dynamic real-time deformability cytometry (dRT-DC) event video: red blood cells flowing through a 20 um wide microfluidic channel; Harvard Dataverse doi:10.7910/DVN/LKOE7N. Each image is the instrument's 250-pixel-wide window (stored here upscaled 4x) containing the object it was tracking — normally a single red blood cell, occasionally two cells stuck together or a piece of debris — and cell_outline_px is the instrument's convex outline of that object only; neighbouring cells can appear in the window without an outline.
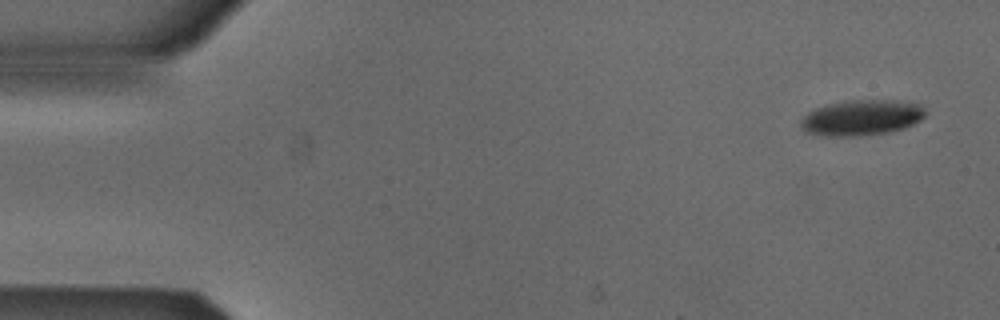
{"species": "Egyptian fruit bat (a non-hibernating species)", "species_latin": "Rousettus aegyptiacus", "temperature_condition": "cold", "stored_images_in_passage": 5, "camera_frame_rate_fps": 3000, "um_per_image_px": 0.085, "animal": {"sex": "male"}, "frame": {"image": 1, "passage_image": 1, "time_ms": 0.0, "image_size_px": [1000, 320], "cell_outline_px": [[924, 116], [920, 120], [904, 128], [884, 132], [852, 136], [824, 136], [808, 132], [800, 124], [800, 120], [808, 112], [816, 108], [832, 104], [852, 100], [884, 100], [920, 104], [924, 108]], "centroid_in_image_um": [73.22, 10.0], "position_along_channel_um": 11.8, "area_um2": 25.14}}
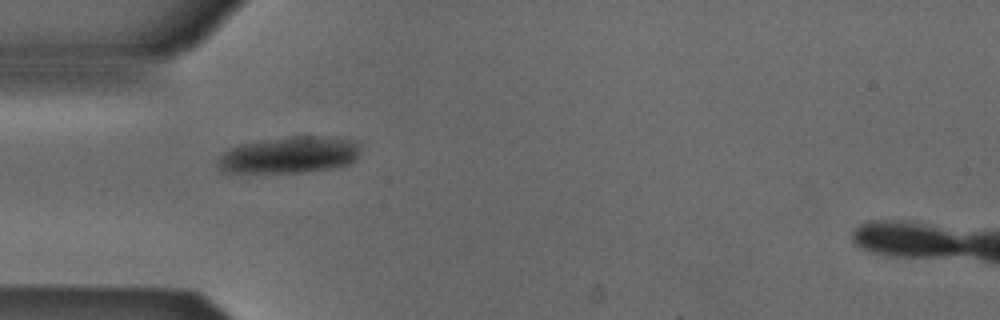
{"frame": {"image": 2, "passage_image": 4, "time_ms": 1.0, "image_size_px": [1000, 320], "cell_outline_px": [[360, 152], [348, 164], [332, 168], [304, 172], [220, 172], [216, 164], [220, 156], [224, 152], [240, 144], [260, 140], [288, 136], [336, 136], [356, 140], [360, 144]], "centroid_in_image_um": [24.62, 13.15], "position_along_channel_um": 60.4, "area_um2": 30.69}}
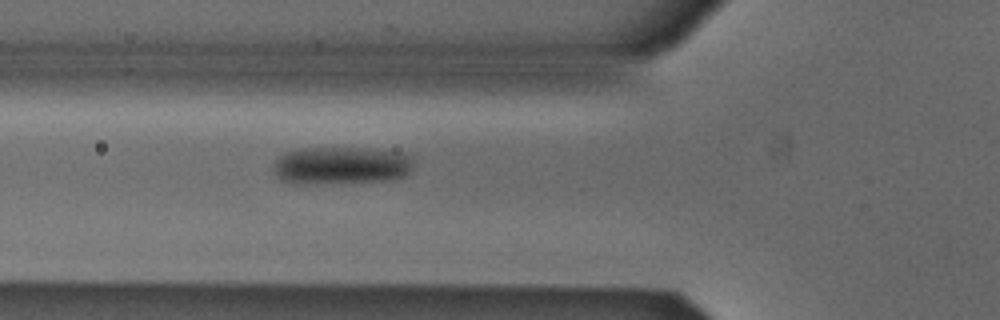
{"frame": {"image": 3, "passage_image": 5, "time_ms": 1.333, "image_size_px": [1000, 320], "cell_outline_px": [[416, 156], [412, 168], [408, 176], [392, 180], [300, 184], [296, 184], [280, 180], [272, 172], [272, 164], [284, 152], [304, 148], [364, 148], [400, 152]], "centroid_in_image_um": [29.03, 14.07], "position_along_channel_um": 96.8, "area_um2": 31.39}}